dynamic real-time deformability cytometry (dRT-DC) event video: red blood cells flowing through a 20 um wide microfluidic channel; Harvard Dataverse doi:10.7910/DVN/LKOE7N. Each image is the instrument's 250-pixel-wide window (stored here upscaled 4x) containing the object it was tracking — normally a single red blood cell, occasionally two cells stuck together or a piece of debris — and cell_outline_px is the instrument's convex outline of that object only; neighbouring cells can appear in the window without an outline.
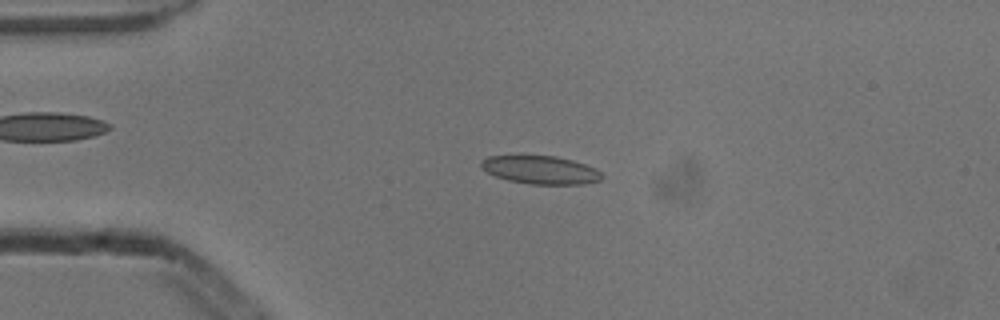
{"species": "common noctule bat (a hibernating species)", "species_latin": "Nyctalus noctula", "temperature_condition": "cold", "stored_images_in_passage": 2, "camera_frame_rate_fps": 3000, "um_per_image_px": 0.085, "animal": {"sex": "male", "body_mass_g": 13.3}, "frame": {"image": 1, "passage_image": 2, "time_ms": 0.333, "image_size_px": [1000, 320], "cell_outline_px": [[604, 176], [600, 180], [580, 184], [528, 184], [508, 180], [496, 176], [480, 168], [480, 160], [488, 156], [556, 156], [572, 160], [596, 168]], "centroid_in_image_um": [45.92, 14.44], "position_along_channel_um": 39.1, "area_um2": 19.77}}